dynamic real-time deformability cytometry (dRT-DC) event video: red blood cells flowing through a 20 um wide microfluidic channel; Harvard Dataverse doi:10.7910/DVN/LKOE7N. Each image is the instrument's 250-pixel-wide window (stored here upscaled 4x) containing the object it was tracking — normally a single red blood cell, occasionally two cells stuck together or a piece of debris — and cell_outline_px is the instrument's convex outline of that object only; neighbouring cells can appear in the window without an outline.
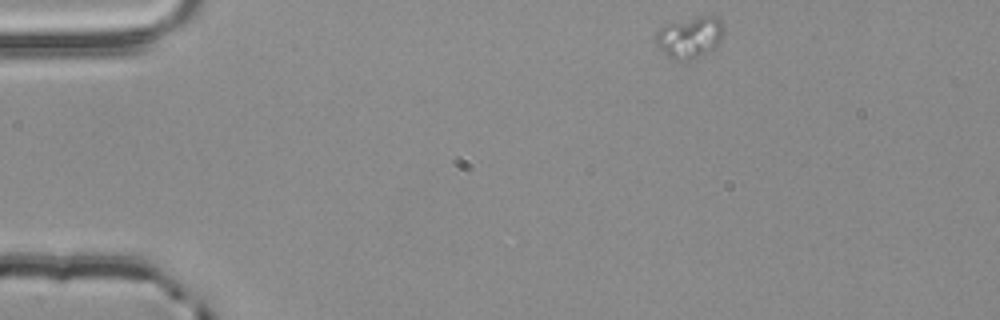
{"species": "common noctule bat (a hibernating species)", "species_latin": "Nyctalus noctula", "temperature_condition": "room temperature", "stored_images_in_passage": 2, "camera_frame_rate_fps": 3000, "um_per_image_px": 0.085, "animal": {"sex": "male", "body_mass_g": 20.4}, "frame": {"image": 1, "passage_image": 1, "time_ms": 0.0, "image_size_px": [1000, 320], "cell_outline_px": [[724, 32], [720, 40], [708, 52], [688, 60], [676, 60], [668, 56], [656, 44], [656, 32], [664, 24], [700, 16], [716, 16], [724, 24]], "centroid_in_image_um": [58.63, 3.14], "position_along_channel_um": 26.4, "area_um2": 16.18}}